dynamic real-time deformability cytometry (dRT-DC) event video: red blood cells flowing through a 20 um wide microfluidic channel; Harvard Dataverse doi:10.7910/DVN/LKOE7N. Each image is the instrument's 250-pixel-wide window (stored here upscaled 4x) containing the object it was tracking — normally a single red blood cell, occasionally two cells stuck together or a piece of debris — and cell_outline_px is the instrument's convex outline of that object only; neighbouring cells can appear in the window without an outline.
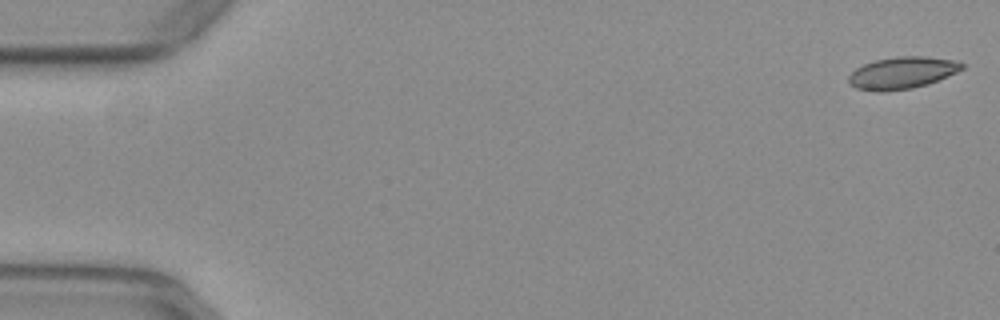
{"species": "common noctule bat (a hibernating species)", "species_latin": "Nyctalus noctula", "temperature_condition": "warm", "stored_images_in_passage": 53, "camera_frame_rate_fps": 3000, "um_per_image_px": 0.085, "animal": {"sex": "female", "body_mass_g": 29.2, "forearm_length_mm": 56.3}, "frame": {"image": 1, "passage_image": 1, "time_ms": 0.0, "image_size_px": [1000, 320], "cell_outline_px": [[964, 68], [956, 72], [928, 84], [912, 88], [884, 92], [876, 92], [856, 88], [848, 84], [848, 76], [856, 68], [864, 64], [876, 60], [896, 56], [928, 56], [960, 60], [964, 64]], "centroid_in_image_um": [76.69, 6.18], "position_along_channel_um": 8.3, "area_um2": 21.39}}
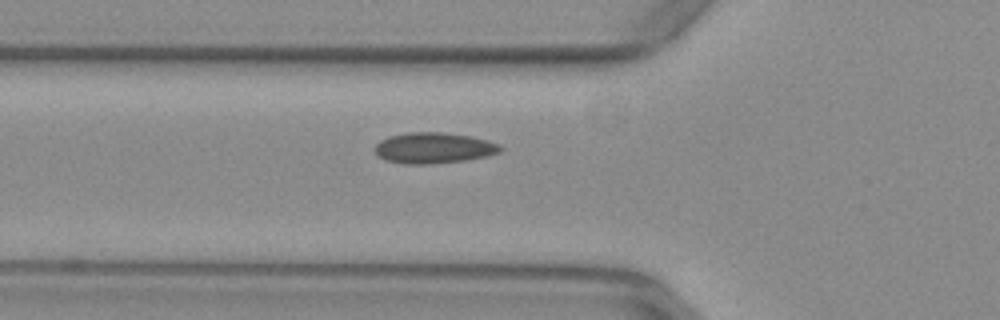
{"frame": {"image": 2, "passage_image": 19, "time_ms": 6.0, "image_size_px": [1000, 320], "cell_outline_px": [[504, 148], [500, 152], [468, 160], [428, 164], [404, 164], [384, 160], [372, 148], [380, 140], [388, 136], [408, 132], [440, 132], [472, 136], [488, 140], [500, 144]], "centroid_in_image_um": [36.86, 12.57], "position_along_channel_um": 88.9, "area_um2": 22.77}}
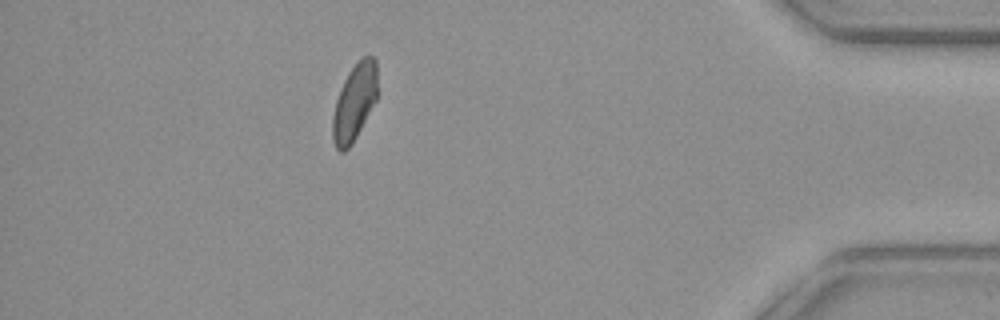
{"frame": {"image": 3, "passage_image": 47, "time_ms": 15.333, "image_size_px": [1000, 320], "cell_outline_px": [[376, 100], [352, 144], [344, 152], [340, 152], [336, 148], [332, 140], [332, 116], [336, 100], [340, 88], [348, 72], [360, 56], [372, 56], [376, 60]], "centroid_in_image_um": [30.1, 8.69], "position_along_channel_um": 405.1, "area_um2": 20.06}, "authors_computed_cell_mechanics": {"area_um2": 20.9814, "velocity_mm_per_s": 3.9153, "shape_relaxation_time_tau1_ms": null, "shape_relaxation_time_tau2_ms": 1.4835, "deformation_change_tau1": null, "deformation_change_tau2": 0.065}}